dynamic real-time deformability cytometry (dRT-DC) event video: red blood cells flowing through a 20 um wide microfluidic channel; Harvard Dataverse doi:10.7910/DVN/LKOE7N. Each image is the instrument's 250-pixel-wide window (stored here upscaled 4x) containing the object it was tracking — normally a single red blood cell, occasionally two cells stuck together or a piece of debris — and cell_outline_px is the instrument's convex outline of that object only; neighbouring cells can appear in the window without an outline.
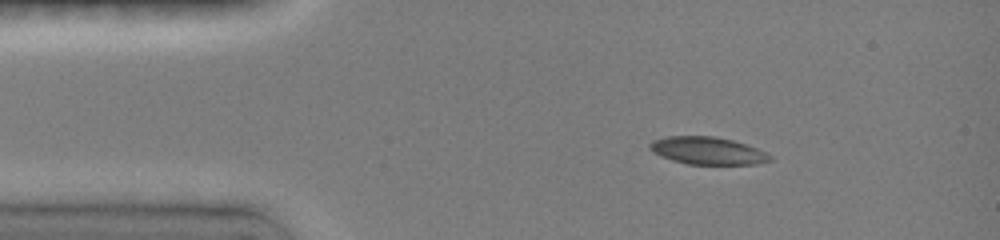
{"species": "common noctule bat (a hibernating species)", "species_latin": "Nyctalus noctula", "temperature_condition": "room temperature", "stored_images_in_passage": 5, "camera_frame_rate_fps": 3000, "um_per_image_px": 0.085, "animal": {"sex": "female", "body_mass_g": 19.0, "forearm_length_mm": 51.5}, "frame": {"image": 1, "passage_image": 1, "time_ms": 0.0, "image_size_px": [1000, 240], "cell_outline_px": [[772, 160], [756, 164], [688, 164], [672, 160], [660, 156], [652, 152], [648, 148], [648, 144], [652, 140], [664, 136], [716, 136], [732, 140], [756, 148], [772, 156]], "centroid_in_image_um": [60.08, 12.8], "position_along_channel_um": 24.9, "area_um2": 19.31}}
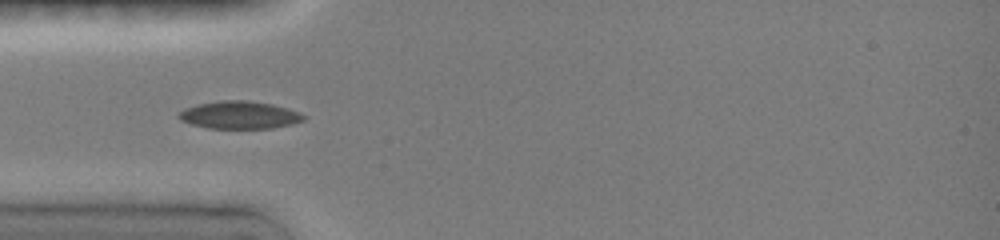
{"frame": {"image": 2, "passage_image": 3, "time_ms": 2.333, "image_size_px": [1000, 240], "cell_outline_px": [[308, 116], [304, 120], [292, 124], [272, 128], [208, 128], [192, 124], [180, 120], [176, 116], [176, 112], [184, 108], [196, 104], [220, 100], [244, 100], [272, 104], [288, 108], [300, 112]], "centroid_in_image_um": [20.33, 9.77], "position_along_channel_um": 64.7, "area_um2": 20.35}}
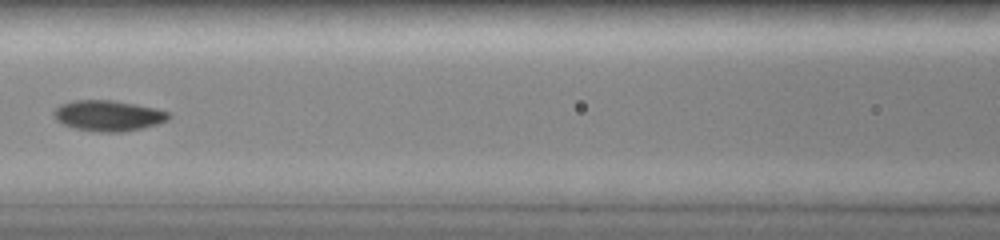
{"frame": {"image": 3, "passage_image": 5, "time_ms": 4.667, "image_size_px": [1000, 240], "cell_outline_px": [[172, 116], [168, 120], [144, 128], [124, 132], [96, 132], [76, 128], [64, 124], [56, 120], [52, 116], [52, 112], [60, 104], [76, 100], [112, 100], [136, 104], [156, 108], [168, 112]], "centroid_in_image_um": [9.21, 9.83], "position_along_channel_um": 157.4, "area_um2": 20.69}}